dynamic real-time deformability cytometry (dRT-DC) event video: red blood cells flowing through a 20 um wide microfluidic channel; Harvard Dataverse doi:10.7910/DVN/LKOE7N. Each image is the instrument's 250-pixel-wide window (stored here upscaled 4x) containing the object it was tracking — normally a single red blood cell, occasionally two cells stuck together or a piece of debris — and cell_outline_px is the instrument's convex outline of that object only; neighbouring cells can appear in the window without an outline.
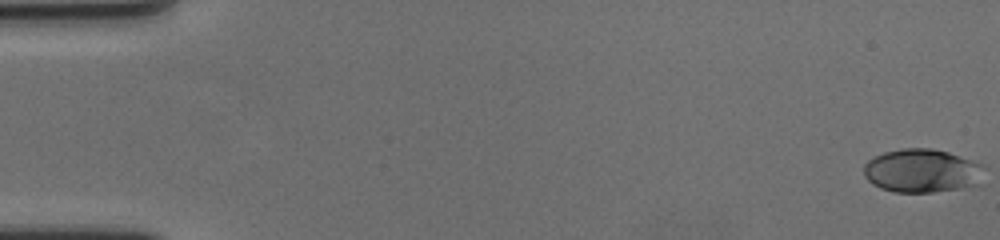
{"species": "human", "species_latin": "Homo sapiens", "temperature_condition": "cold", "stored_images_in_passage": 60, "camera_frame_rate_fps": 3000, "um_per_image_px": 0.085, "donor": {"sex": "female"}, "frame": {"image": 1, "passage_image": 1, "time_ms": 0.0, "image_size_px": [1000, 240], "cell_outline_px": [[976, 184], [960, 188], [932, 192], [896, 192], [880, 188], [872, 184], [868, 180], [864, 172], [864, 164], [868, 160], [884, 152], [904, 148], [928, 148], [948, 152], [968, 160], [976, 164]], "centroid_in_image_um": [78.18, 14.52], "position_along_channel_um": 6.8, "area_um2": 29.3}}
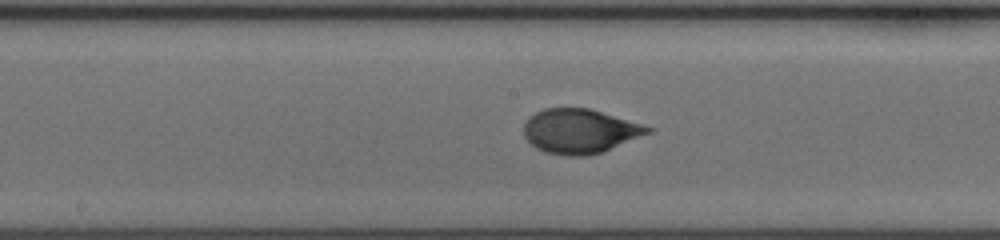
{"frame": {"image": 2, "passage_image": 32, "time_ms": 10.333, "image_size_px": [1000, 240], "cell_outline_px": [[652, 132], [604, 152], [588, 156], [564, 156], [544, 152], [536, 148], [524, 136], [524, 124], [528, 116], [544, 108], [588, 108], [644, 124], [652, 128]], "centroid_in_image_um": [49.29, 11.16], "position_along_channel_um": 198.9, "area_um2": 32.37}}
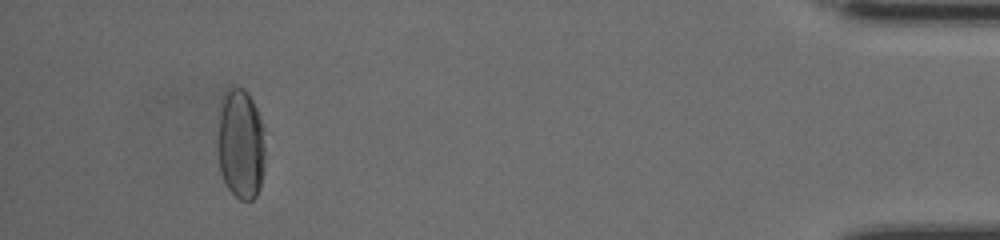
{"frame": {"image": 3, "passage_image": 56, "time_ms": 18.333, "image_size_px": [1000, 240], "cell_outline_px": [[264, 156], [260, 188], [256, 196], [252, 200], [240, 200], [228, 188], [220, 172], [220, 112], [224, 92], [228, 88], [244, 88], [252, 100], [260, 116], [264, 128]], "centroid_in_image_um": [20.5, 12.25], "position_along_channel_um": 414.7, "area_um2": 29.88}, "authors_computed_cell_mechanics": {"area_um2": 30.0849, "velocity_mm_per_s": 3.5288, "shape_relaxation_time_tau1_ms": 3.8385, "shape_relaxation_time_tau2_ms": null, "deformation_change_tau1": 0.173, "deformation_change_tau2": null}}